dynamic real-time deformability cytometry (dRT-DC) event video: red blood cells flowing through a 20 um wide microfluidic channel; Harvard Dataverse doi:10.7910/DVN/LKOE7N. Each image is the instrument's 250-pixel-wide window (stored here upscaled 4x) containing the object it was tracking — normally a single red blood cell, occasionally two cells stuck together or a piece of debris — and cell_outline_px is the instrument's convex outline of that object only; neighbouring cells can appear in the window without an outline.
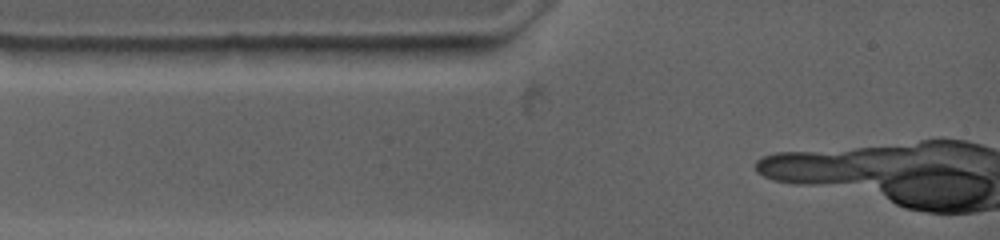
{"species": "common noctule bat (a hibernating species)", "species_latin": "Nyctalus noctula", "temperature_condition": "warm", "stored_images_in_passage": 1, "camera_frame_rate_fps": 4500, "um_per_image_px": 0.085, "animal": {"sex": "female", "body_mass_g": 19.0, "forearm_length_mm": 53.3}, "frame": {"image": 1, "passage_image": 1, "time_ms": 0.0, "image_size_px": [1000, 240], "cell_outline_px": [[268, 48], [164, 64], [124, 64], [116, 48], [224, 44], [240, 44]], "centroid_in_image_um": [15.19, 4.51], "position_along_channel_um": 69.8, "area_um2": 13.53}}